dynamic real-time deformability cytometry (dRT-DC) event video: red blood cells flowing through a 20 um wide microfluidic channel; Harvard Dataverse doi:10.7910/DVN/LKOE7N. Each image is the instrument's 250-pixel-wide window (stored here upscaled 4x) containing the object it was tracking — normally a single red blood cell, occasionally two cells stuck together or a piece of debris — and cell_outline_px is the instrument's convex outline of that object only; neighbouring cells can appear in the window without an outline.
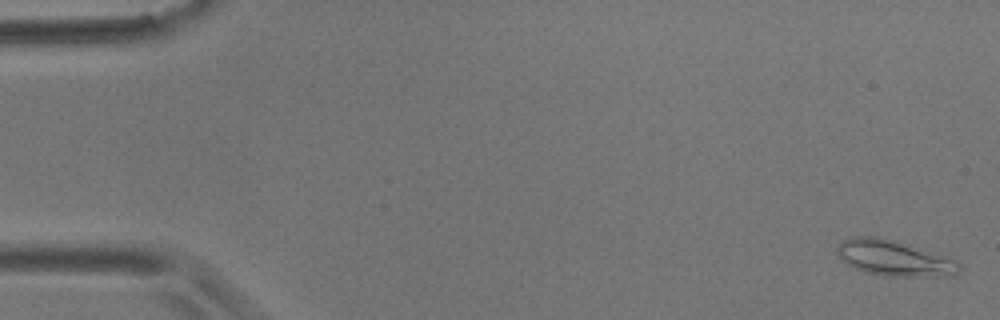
{"species": "common noctule bat (a hibernating species)", "species_latin": "Nyctalus noctula", "temperature_condition": "room temperature", "stored_images_in_passage": 56, "camera_frame_rate_fps": 3000, "um_per_image_px": 0.085, "animal": {"sex": "male", "body_mass_g": 17.9}, "frame": {"image": 1, "passage_image": 2, "time_ms": 0.333, "image_size_px": [1000, 320], "cell_outline_px": [[964, 268], [952, 276], [880, 276], [856, 268], [840, 260], [836, 252], [836, 248], [844, 240], [852, 236], [880, 236], [896, 240], [960, 260]], "centroid_in_image_um": [76.07, 21.93], "position_along_channel_um": 8.9, "area_um2": 25.89}}
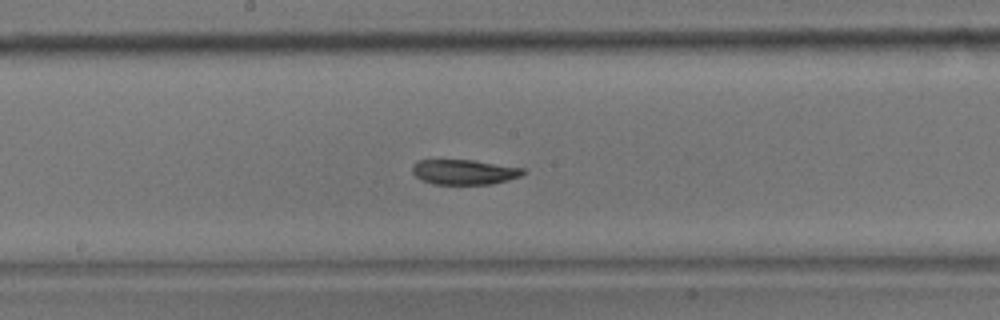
{"frame": {"image": 2, "passage_image": 30, "time_ms": 9.667, "image_size_px": [1000, 320], "cell_outline_px": [[524, 172], [520, 176], [508, 180], [492, 184], [432, 184], [420, 180], [412, 172], [412, 164], [416, 160], [472, 160], [524, 168]], "centroid_in_image_um": [39.41, 14.62], "position_along_channel_um": 208.8, "area_um2": 16.18}}
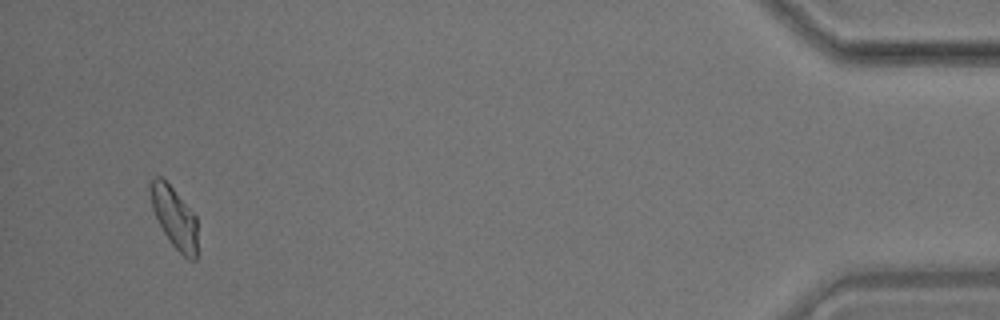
{"frame": {"image": 3, "passage_image": 54, "time_ms": 17.667, "image_size_px": [1000, 320], "cell_outline_px": [[196, 260], [188, 260], [172, 244], [164, 232], [152, 208], [148, 184], [156, 176], [160, 176], [172, 188], [196, 216]], "centroid_in_image_um": [14.8, 18.47], "position_along_channel_um": 420.4, "area_um2": 16.36}, "authors_computed_cell_mechanics": {"area_um2": 17.2244, "velocity_mm_per_s": 3.5861, "shape_relaxation_time_tau1_ms": 7.8321, "shape_relaxation_time_tau2_ms": 2.9682, "deformation_change_tau1": 0.1562, "deformation_change_tau2": 0.0755}}